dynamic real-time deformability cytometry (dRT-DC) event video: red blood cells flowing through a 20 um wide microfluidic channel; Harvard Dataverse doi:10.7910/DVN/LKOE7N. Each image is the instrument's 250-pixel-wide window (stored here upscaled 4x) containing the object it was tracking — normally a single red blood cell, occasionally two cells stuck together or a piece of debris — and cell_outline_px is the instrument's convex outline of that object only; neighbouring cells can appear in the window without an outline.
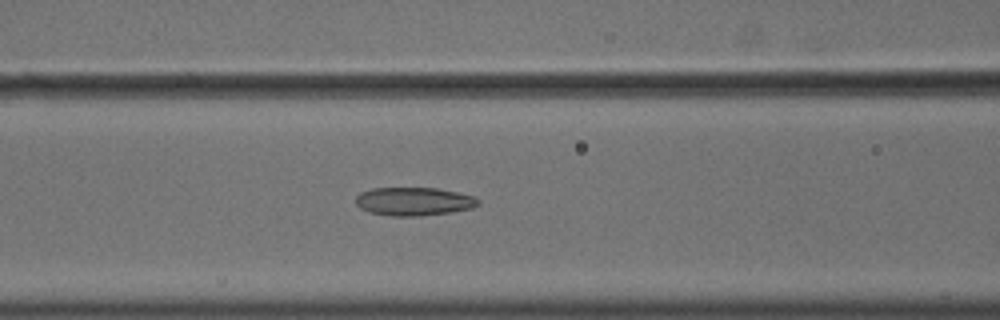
{"species": "common noctule bat (a hibernating species)", "species_latin": "Nyctalus noctula", "temperature_condition": "cold", "stored_images_in_passage": 39, "camera_frame_rate_fps": 3000, "um_per_image_px": 0.085, "animal": {"sex": "male", "body_mass_g": 18.8}, "frame": {"image": 1, "passage_image": 7, "time_ms": 2.0, "image_size_px": [1000, 320], "cell_outline_px": [[480, 204], [472, 208], [448, 212], [420, 216], [392, 216], [368, 212], [360, 208], [356, 204], [356, 196], [360, 192], [372, 188], [436, 188], [476, 196], [480, 200]], "centroid_in_image_um": [35.17, 17.12], "position_along_channel_um": 131.4, "area_um2": 20.29}}
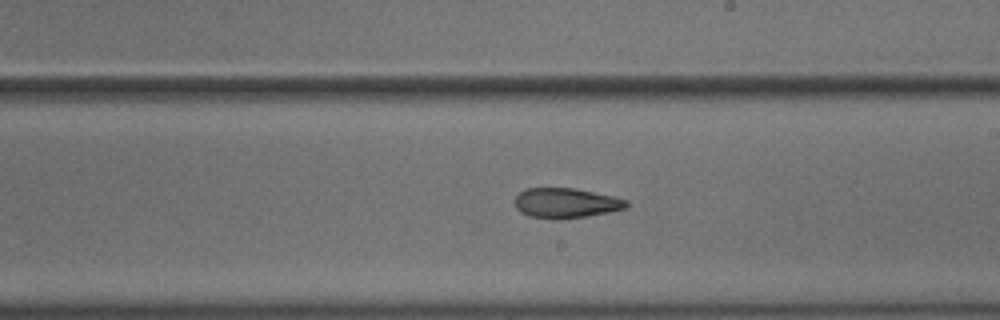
{"frame": {"image": 2, "passage_image": 16, "time_ms": 5.0, "image_size_px": [1000, 320], "cell_outline_px": [[628, 208], [608, 212], [560, 220], [552, 220], [528, 216], [520, 212], [516, 208], [516, 196], [524, 188], [576, 188], [612, 196], [628, 200]], "centroid_in_image_um": [48.09, 17.26], "position_along_channel_um": 240.9, "area_um2": 19.65}}
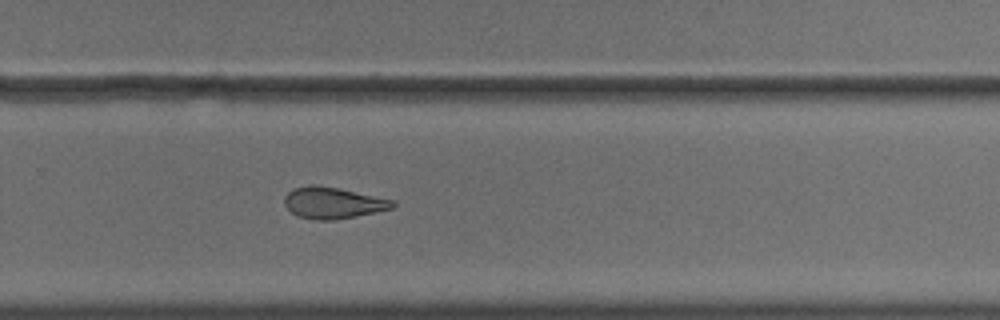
{"frame": {"image": 3, "passage_image": 21, "time_ms": 6.667, "image_size_px": [1000, 320], "cell_outline_px": [[396, 204], [392, 208], [376, 212], [356, 216], [332, 220], [320, 220], [296, 216], [284, 204], [284, 196], [292, 188], [312, 184], [340, 188], [396, 200]], "centroid_in_image_um": [28.31, 17.23], "position_along_channel_um": 301.5, "area_um2": 19.94}, "authors_computed_cell_mechanics": {"area_um2": 20.4034, "velocity_mm_per_s": 3.6412, "shape_relaxation_time_tau1_ms": null, "shape_relaxation_time_tau2_ms": 3.6537, "deformation_change_tau1": null, "deformation_change_tau2": 0.0993}}